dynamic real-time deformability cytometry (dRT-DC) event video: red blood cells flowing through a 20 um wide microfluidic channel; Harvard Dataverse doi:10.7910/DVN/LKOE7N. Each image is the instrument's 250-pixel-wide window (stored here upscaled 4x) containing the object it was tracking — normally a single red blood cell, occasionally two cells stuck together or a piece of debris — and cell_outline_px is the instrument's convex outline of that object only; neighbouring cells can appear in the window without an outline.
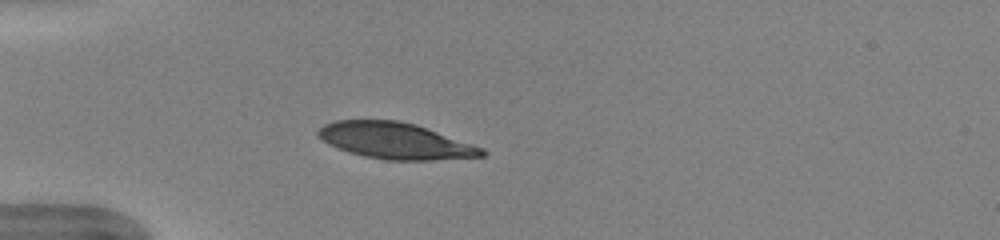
{"species": "human", "species_latin": "Homo sapiens", "temperature_condition": "warm", "stored_images_in_passage": 34, "camera_frame_rate_fps": 3000, "um_per_image_px": 0.085, "donor": {"sex": "female"}, "frame": {"image": 1, "passage_image": 1, "time_ms": 0.0, "image_size_px": [1000, 240], "cell_outline_px": [[488, 152], [484, 156], [432, 160], [388, 160], [364, 156], [348, 152], [316, 136], [316, 132], [324, 124], [336, 120], [396, 120], [416, 124], [484, 148]], "centroid_in_image_um": [33.63, 11.96], "position_along_channel_um": 51.4, "area_um2": 34.39}}
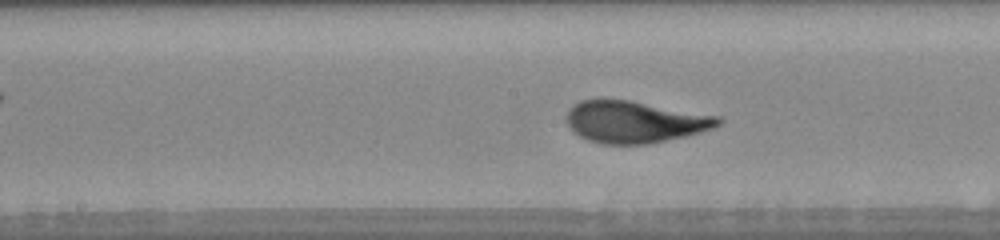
{"frame": {"image": 2, "passage_image": 13, "time_ms": 4.0, "image_size_px": [1000, 240], "cell_outline_px": [[724, 120], [716, 128], [684, 136], [648, 144], [600, 144], [588, 140], [572, 132], [568, 128], [568, 112], [572, 104], [580, 100], [628, 100], [720, 116]], "centroid_in_image_um": [53.97, 10.37], "position_along_channel_um": 194.2, "area_um2": 36.93}}
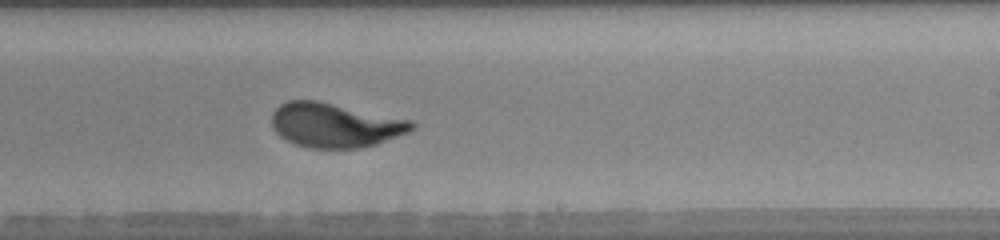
{"frame": {"image": 3, "passage_image": 18, "time_ms": 5.667, "image_size_px": [1000, 240], "cell_outline_px": [[416, 124], [408, 132], [376, 144], [360, 148], [308, 148], [296, 144], [280, 136], [272, 128], [272, 112], [280, 104], [288, 100], [316, 100], [412, 120]], "centroid_in_image_um": [28.45, 10.63], "position_along_channel_um": 260.5, "area_um2": 36.07}, "authors_computed_cell_mechanics": {"area_um2": 36.3851, "velocity_mm_per_s": 3.9959, "shape_relaxation_time_tau1_ms": 3.5858, "shape_relaxation_time_tau2_ms": null, "deformation_change_tau1": 0.1925, "deformation_change_tau2": null}}